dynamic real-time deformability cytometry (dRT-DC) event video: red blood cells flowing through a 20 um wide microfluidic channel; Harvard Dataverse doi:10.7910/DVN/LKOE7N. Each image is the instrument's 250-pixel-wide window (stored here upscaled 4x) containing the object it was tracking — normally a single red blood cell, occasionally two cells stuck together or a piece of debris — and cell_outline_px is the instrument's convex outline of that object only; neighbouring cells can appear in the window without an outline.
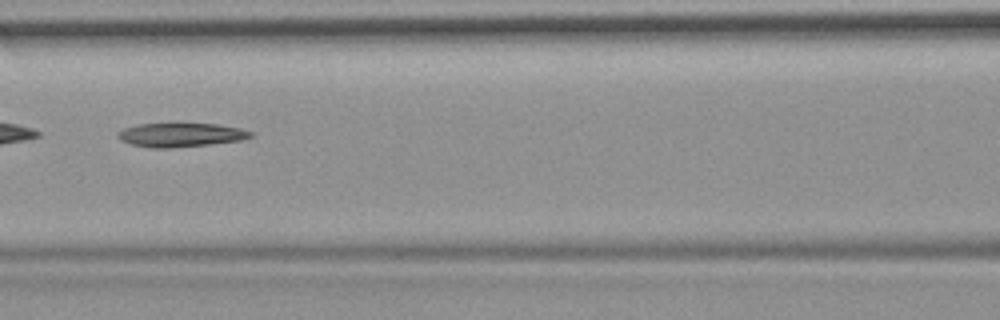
{"species": "common noctule bat (a hibernating species)", "species_latin": "Nyctalus noctula", "temperature_condition": "room temperature", "stored_images_in_passage": 13, "camera_frame_rate_fps": 3000, "um_per_image_px": 0.085, "animal": {"sex": "female", "body_mass_g": 19.9}, "frame": {"image": 1, "passage_image": 6, "time_ms": 1.667, "image_size_px": [1000, 320], "cell_outline_px": [[252, 136], [240, 140], [208, 144], [168, 148], [152, 148], [132, 144], [120, 140], [116, 136], [116, 132], [124, 128], [140, 124], [216, 124], [240, 128], [252, 132]], "centroid_in_image_um": [15.31, 11.47], "position_along_channel_um": 151.3, "area_um2": 18.21}}